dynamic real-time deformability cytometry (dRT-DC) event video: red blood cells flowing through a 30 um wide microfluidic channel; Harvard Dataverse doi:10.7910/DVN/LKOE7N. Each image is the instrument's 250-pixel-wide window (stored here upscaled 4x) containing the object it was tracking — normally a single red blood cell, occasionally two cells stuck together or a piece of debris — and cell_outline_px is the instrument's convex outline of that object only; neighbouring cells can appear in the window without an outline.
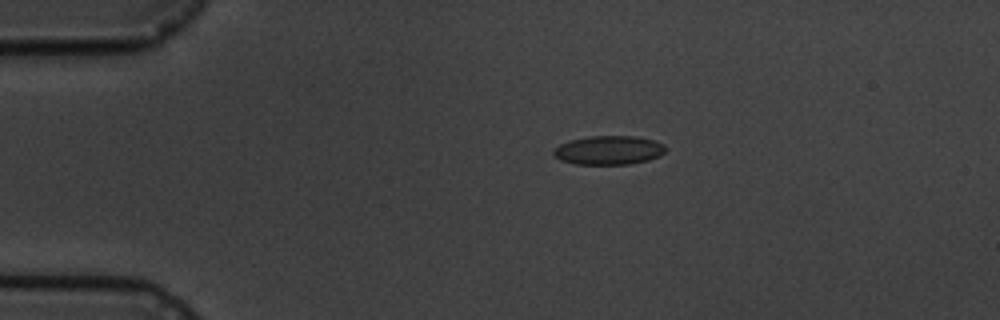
{"species": "common noctule bat (a hibernating species)", "species_latin": "Nyctalus noctula", "temperature_condition": "cold", "stored_images_in_passage": 9, "camera_frame_rate_fps": 3000, "um_per_image_px": 0.085, "animal": {"sex": "male", "body_mass_g": 19.5, "forearm_length_mm": 54.6}, "frame": {"image": 1, "passage_image": 1, "time_ms": 0.0, "image_size_px": [1000, 320], "cell_outline_px": [[664, 152], [660, 156], [648, 160], [628, 164], [576, 164], [560, 160], [552, 152], [552, 148], [568, 140], [588, 136], [636, 136], [652, 140], [664, 144]], "centroid_in_image_um": [51.7, 12.76], "position_along_channel_um": 33.3, "area_um2": 18.9}}
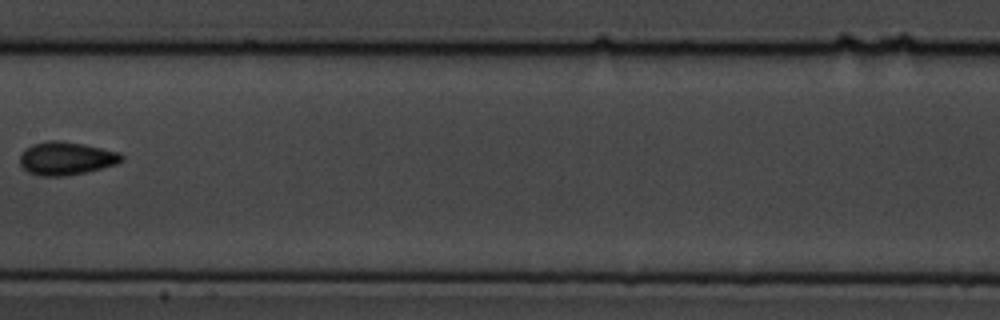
{"frame": {"image": 2, "passage_image": 6, "time_ms": 6.0, "image_size_px": [1000, 320], "cell_outline_px": [[124, 160], [116, 164], [84, 172], [64, 176], [40, 176], [28, 172], [20, 164], [20, 156], [24, 148], [32, 144], [48, 140], [60, 140], [84, 144], [120, 152], [124, 156]], "centroid_in_image_um": [5.61, 13.45], "position_along_channel_um": 201.8, "area_um2": 19.71}}
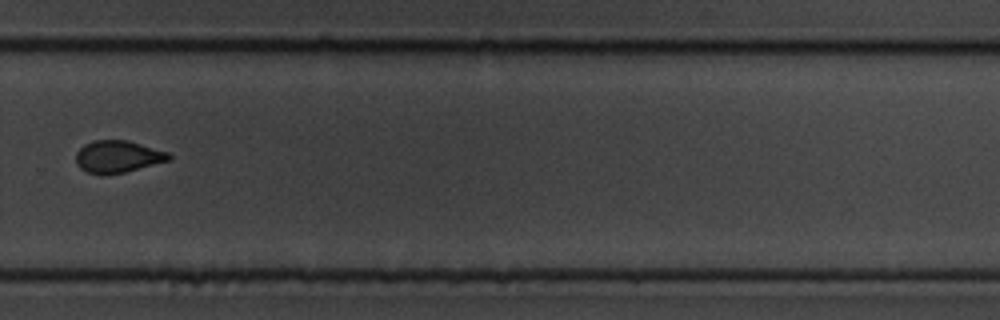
{"frame": {"image": 3, "passage_image": 9, "time_ms": 9.333, "image_size_px": [1000, 320], "cell_outline_px": [[172, 156], [168, 160], [124, 172], [104, 176], [100, 176], [88, 172], [80, 168], [76, 164], [76, 152], [84, 144], [92, 140], [128, 140], [168, 152]], "centroid_in_image_um": [9.96, 13.31], "position_along_channel_um": 319.8, "area_um2": 17.46}}